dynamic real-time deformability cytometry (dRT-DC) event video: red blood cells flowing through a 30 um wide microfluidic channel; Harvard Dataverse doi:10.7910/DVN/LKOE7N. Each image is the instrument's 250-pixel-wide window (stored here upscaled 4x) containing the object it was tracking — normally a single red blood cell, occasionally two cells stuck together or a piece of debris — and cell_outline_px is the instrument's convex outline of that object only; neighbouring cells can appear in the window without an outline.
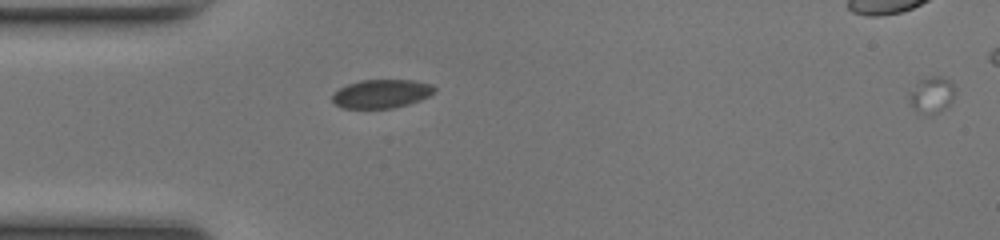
{"species": "common noctule bat (a hibernating species)", "species_latin": "Nyctalus noctula", "temperature_condition": "room temperature", "stored_images_in_passage": 37, "segment_of_instrument_passage": [1, 2], "camera_frame_rate_fps": 3000, "um_per_image_px": 0.085, "animal": {"sex": "female", "body_mass_g": 17.0, "forearm_length_mm": 48.0}, "frame": {"image": 1, "passage_image": 1, "time_ms": 0.0, "image_size_px": [1000, 240], "cell_outline_px": [[436, 92], [420, 100], [408, 104], [392, 108], [344, 108], [336, 104], [332, 100], [332, 96], [340, 88], [348, 84], [360, 80], [412, 80], [432, 84], [436, 88]], "centroid_in_image_um": [32.46, 7.96], "position_along_channel_um": 52.5, "area_um2": 16.94}}
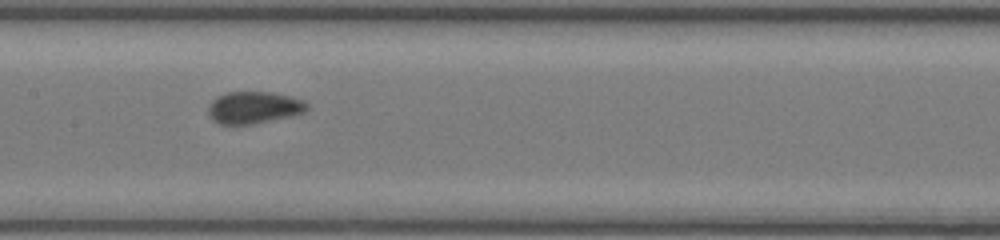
{"frame": {"image": 2, "passage_image": 11, "time_ms": 3.333, "image_size_px": [1000, 240], "cell_outline_px": [[308, 108], [304, 112], [288, 116], [252, 124], [220, 124], [212, 120], [208, 116], [208, 108], [212, 100], [216, 96], [228, 92], [272, 92], [292, 96], [304, 100], [308, 104]], "centroid_in_image_um": [21.56, 9.13], "position_along_channel_um": 185.8, "area_um2": 18.44}}
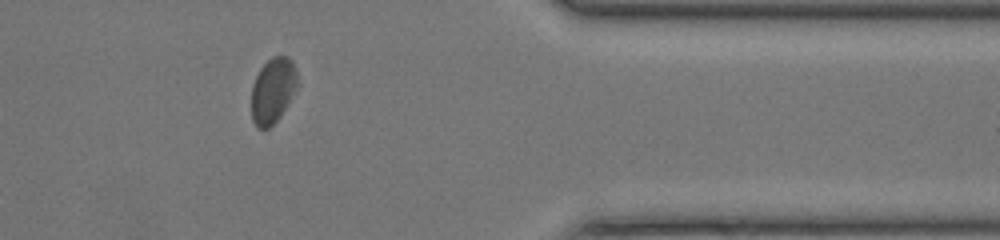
{"frame": {"image": 3, "passage_image": 27, "time_ms": 8.667, "image_size_px": [1000, 240], "cell_outline_px": [[296, 88], [280, 116], [268, 128], [256, 128], [252, 120], [252, 84], [260, 68], [272, 56], [288, 56], [292, 60], [296, 68]], "centroid_in_image_um": [23.17, 7.67], "position_along_channel_um": 388.2, "area_um2": 17.28}}